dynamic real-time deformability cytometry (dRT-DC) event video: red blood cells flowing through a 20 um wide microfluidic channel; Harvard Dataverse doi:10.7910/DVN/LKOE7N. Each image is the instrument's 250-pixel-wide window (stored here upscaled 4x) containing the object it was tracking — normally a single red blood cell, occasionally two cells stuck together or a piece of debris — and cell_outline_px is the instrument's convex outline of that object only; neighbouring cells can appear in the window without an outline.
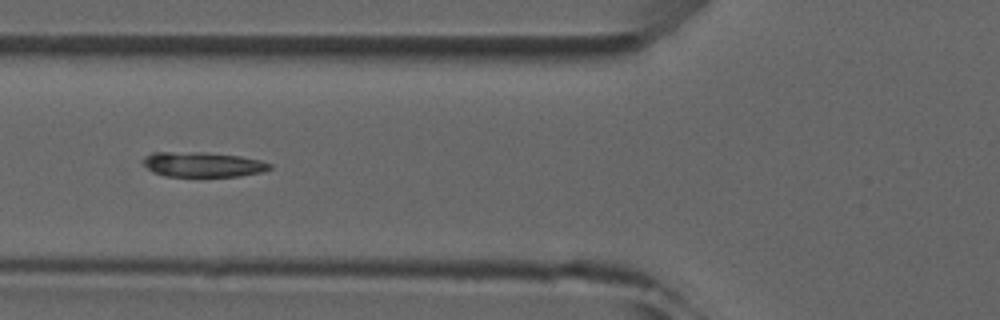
{"species": "common noctule bat (a hibernating species)", "species_latin": "Nyctalus noctula", "temperature_condition": "room temperature", "stored_images_in_passage": 5, "camera_frame_rate_fps": 3000, "um_per_image_px": 0.085, "animal": {"sex": "male", "forearm_length_mm": 52.5}, "frame": {"image": 1, "passage_image": 5, "time_ms": 4.333, "image_size_px": [1000, 320], "cell_outline_px": [[272, 168], [260, 172], [240, 176], [164, 176], [152, 172], [144, 164], [144, 156], [152, 152], [204, 152], [240, 156], [260, 160], [272, 164]], "centroid_in_image_um": [17.23, 13.97], "position_along_channel_um": 108.6, "area_um2": 18.38}}